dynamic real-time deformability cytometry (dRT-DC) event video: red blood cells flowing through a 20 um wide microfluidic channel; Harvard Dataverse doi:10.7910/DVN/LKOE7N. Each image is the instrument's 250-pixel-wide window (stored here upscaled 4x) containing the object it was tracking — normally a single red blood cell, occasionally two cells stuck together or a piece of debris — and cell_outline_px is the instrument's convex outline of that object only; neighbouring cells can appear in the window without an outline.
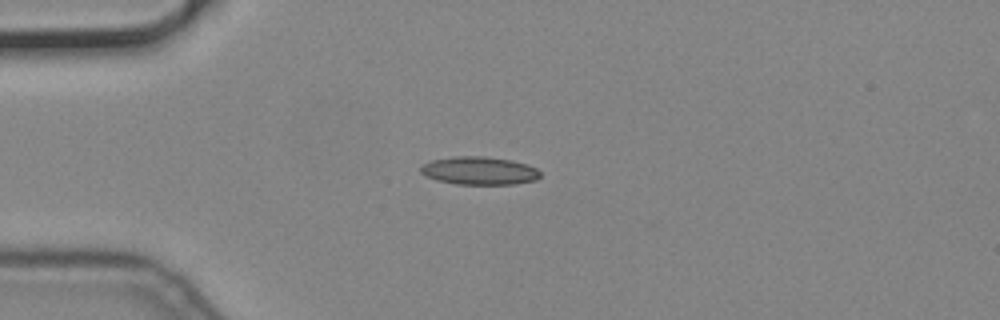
{"species": "common noctule bat (a hibernating species)", "species_latin": "Nyctalus noctula", "temperature_condition": "cold", "stored_images_in_passage": 43, "camera_frame_rate_fps": 3000, "um_per_image_px": 0.085, "animal": {"sex": "male", "body_mass_g": 19.2, "forearm_length_mm": 51.8}, "frame": {"image": 1, "passage_image": 1, "time_ms": 0.0, "image_size_px": [1000, 320], "cell_outline_px": [[540, 176], [536, 180], [516, 184], [456, 184], [436, 180], [424, 176], [420, 172], [420, 168], [424, 164], [432, 160], [452, 156], [484, 156], [512, 160], [528, 164], [536, 168], [540, 172]], "centroid_in_image_um": [40.74, 14.51], "position_along_channel_um": 44.3, "area_um2": 19.71}}
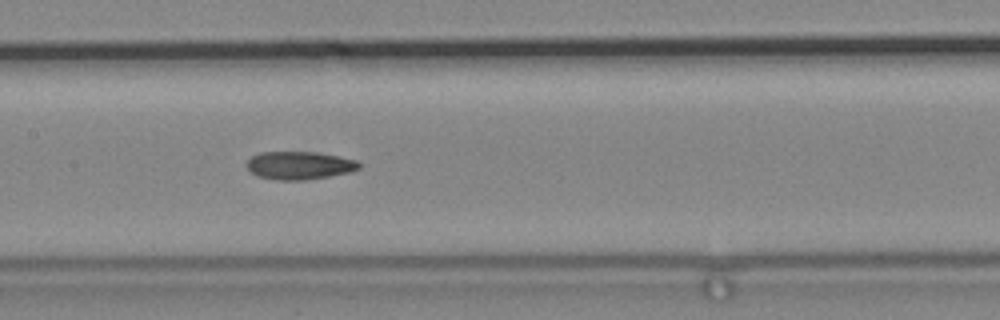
{"frame": {"image": 2, "passage_image": 14, "time_ms": 4.333, "image_size_px": [1000, 320], "cell_outline_px": [[360, 168], [352, 172], [304, 180], [276, 180], [256, 176], [244, 164], [252, 156], [260, 152], [316, 152], [340, 156], [356, 160], [360, 164]], "centroid_in_image_um": [25.44, 14.06], "position_along_channel_um": 182.0, "area_um2": 18.44}}
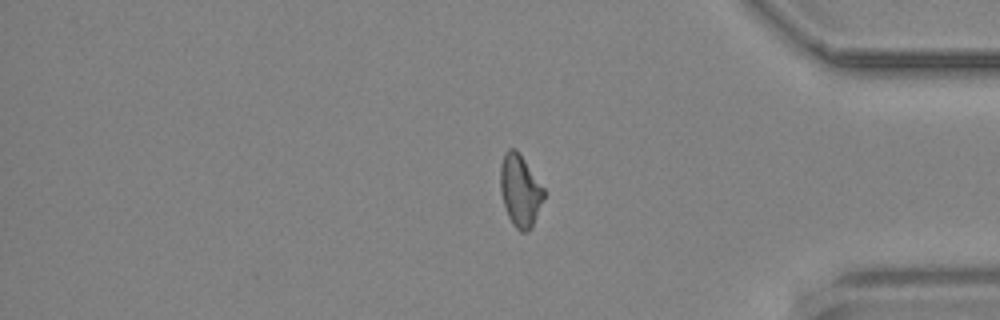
{"frame": {"image": 3, "passage_image": 33, "time_ms": 10.667, "image_size_px": [1000, 320], "cell_outline_px": [[544, 200], [532, 228], [528, 232], [520, 232], [512, 224], [504, 208], [500, 192], [500, 164], [504, 152], [508, 148], [516, 148], [544, 188]], "centroid_in_image_um": [44.19, 16.21], "position_along_channel_um": 391.0, "area_um2": 18.61}}